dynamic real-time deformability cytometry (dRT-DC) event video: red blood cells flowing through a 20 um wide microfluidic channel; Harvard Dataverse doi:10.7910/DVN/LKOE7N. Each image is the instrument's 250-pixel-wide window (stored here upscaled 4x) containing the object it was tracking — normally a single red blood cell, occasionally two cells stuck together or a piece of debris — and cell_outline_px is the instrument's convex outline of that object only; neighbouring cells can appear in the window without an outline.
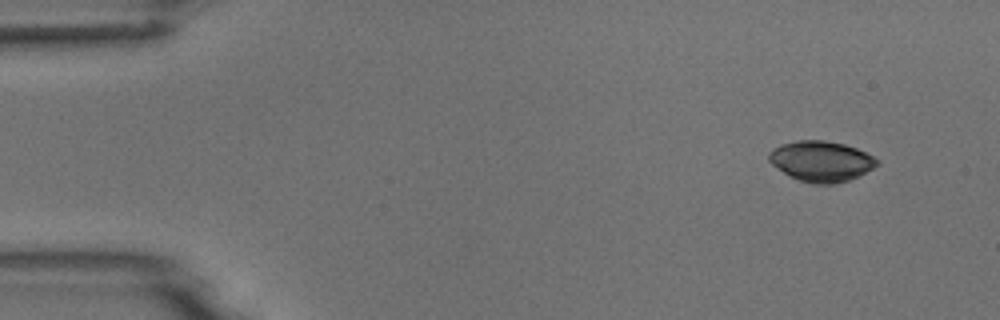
{"species": "common noctule bat (a hibernating species)", "species_latin": "Nyctalus noctula", "temperature_condition": "room temperature", "stored_images_in_passage": 4, "camera_frame_rate_fps": 3000, "um_per_image_px": 0.085, "animal": {"sex": "male", "body_mass_g": 18.8}, "frame": {"image": 1, "passage_image": 1, "time_ms": 0.0, "image_size_px": [1000, 320], "cell_outline_px": [[880, 164], [848, 180], [832, 184], [812, 184], [800, 180], [784, 172], [772, 164], [768, 160], [768, 152], [772, 148], [780, 144], [796, 140], [824, 140], [844, 144], [856, 148], [872, 156]], "centroid_in_image_um": [69.75, 13.69], "position_along_channel_um": 15.2, "area_um2": 25.26}}
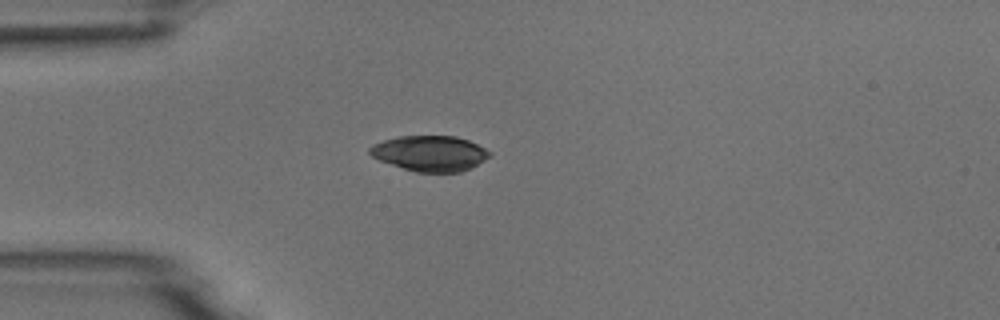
{"frame": {"image": 2, "passage_image": 4, "time_ms": 3.333, "image_size_px": [1000, 320], "cell_outline_px": [[492, 156], [460, 172], [416, 172], [380, 160], [372, 156], [368, 152], [368, 148], [372, 144], [396, 136], [456, 136], [468, 140], [492, 152]], "centroid_in_image_um": [36.53, 13.02], "position_along_channel_um": 48.5, "area_um2": 24.62}}